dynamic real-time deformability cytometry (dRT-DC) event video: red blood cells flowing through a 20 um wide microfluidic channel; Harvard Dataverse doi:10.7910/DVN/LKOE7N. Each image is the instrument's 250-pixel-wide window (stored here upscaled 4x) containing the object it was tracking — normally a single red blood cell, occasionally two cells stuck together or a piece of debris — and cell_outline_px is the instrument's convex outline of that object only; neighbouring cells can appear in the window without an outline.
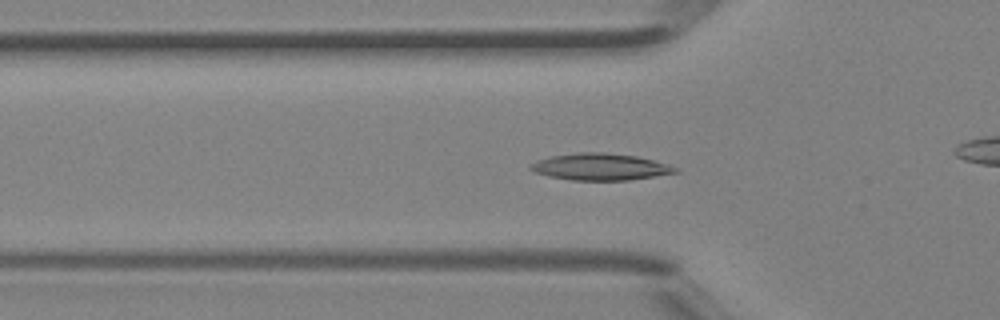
{"species": "Egyptian fruit bat (a non-hibernating species)", "species_latin": "Rousettus aegyptiacus", "temperature_condition": "room temperature", "stored_images_in_passage": 33, "camera_frame_rate_fps": 3000, "um_per_image_px": 0.085, "animal": {"sex": "female"}, "frame": {"image": 1, "passage_image": 2, "time_ms": 0.333, "image_size_px": [1000, 320], "cell_outline_px": [[680, 172], [656, 176], [628, 180], [572, 180], [548, 176], [536, 172], [528, 168], [536, 160], [552, 156], [580, 152], [604, 152], [636, 156], [668, 164], [680, 168]], "centroid_in_image_um": [51.06, 14.18], "position_along_channel_um": 74.7, "area_um2": 22.54}}
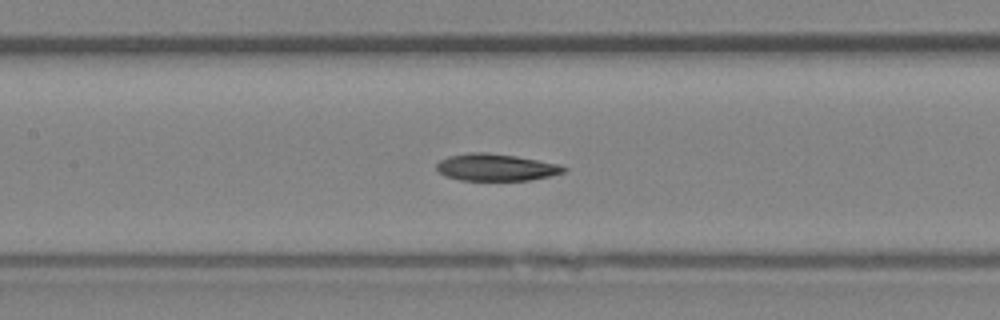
{"frame": {"image": 2, "passage_image": 8, "time_ms": 2.333, "image_size_px": [1000, 320], "cell_outline_px": [[568, 168], [564, 172], [548, 176], [528, 180], [460, 180], [444, 176], [436, 168], [436, 164], [440, 160], [448, 156], [468, 152], [488, 152], [516, 156], [560, 164]], "centroid_in_image_um": [42.13, 14.21], "position_along_channel_um": 165.3, "area_um2": 20.06}}
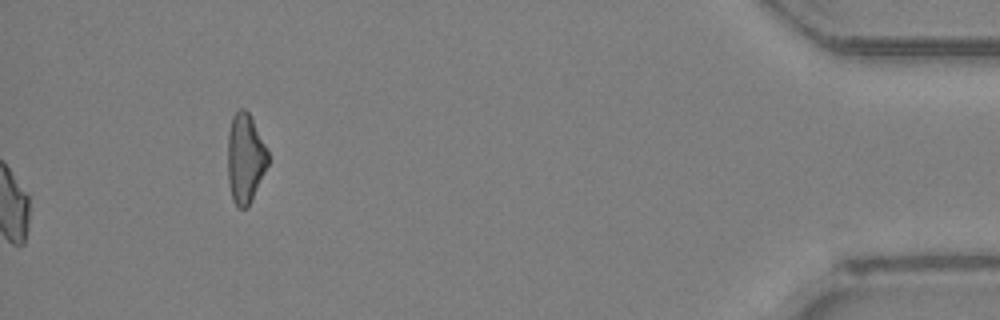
{"frame": {"image": 3, "passage_image": 33, "time_ms": 10.667, "image_size_px": [1000, 320], "cell_outline_px": [[268, 164], [252, 200], [248, 208], [240, 208], [232, 200], [228, 180], [228, 132], [232, 116], [240, 108], [244, 108], [248, 112], [268, 148]], "centroid_in_image_um": [20.85, 13.46], "position_along_channel_um": 414.4, "area_um2": 21.1}, "authors_computed_cell_mechanics": {"area_um2": 20.4034, "velocity_mm_per_s": 4.5291, "shape_relaxation_time_tau1_ms": 11.3081, "shape_relaxation_time_tau2_ms": 8.3309, "deformation_change_tau1": 0.2223, "deformation_change_tau2": 0.1589}}